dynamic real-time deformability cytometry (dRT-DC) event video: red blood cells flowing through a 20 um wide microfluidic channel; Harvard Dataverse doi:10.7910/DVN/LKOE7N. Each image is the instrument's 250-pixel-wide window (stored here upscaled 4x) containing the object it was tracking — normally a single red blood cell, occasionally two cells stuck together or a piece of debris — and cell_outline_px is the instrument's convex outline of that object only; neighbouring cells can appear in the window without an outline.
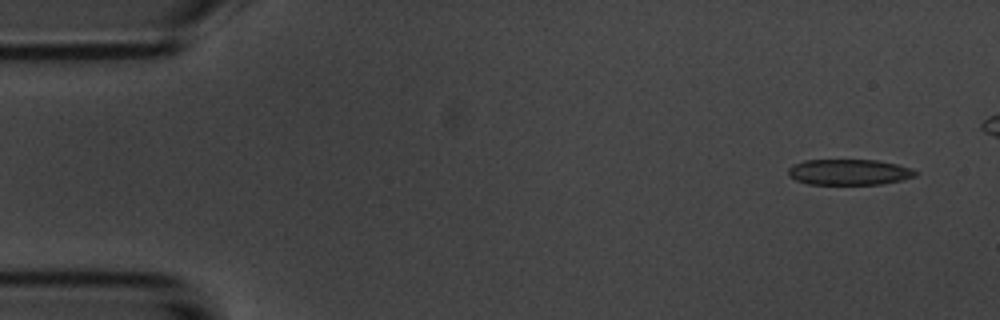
{"species": "common noctule bat (a hibernating species)", "species_latin": "Nyctalus noctula", "temperature_condition": "room temperature", "stored_images_in_passage": 4, "camera_frame_rate_fps": 3000, "um_per_image_px": 0.085, "animal": {"sex": "male", "body_mass_g": 20.1, "forearm_length_mm": 53.5}, "frame": {"image": 1, "passage_image": 1, "time_ms": 0.0, "image_size_px": [1000, 320], "cell_outline_px": [[916, 176], [900, 180], [880, 184], [808, 184], [796, 180], [788, 176], [788, 168], [804, 160], [876, 160], [896, 164], [908, 168], [916, 172]], "centroid_in_image_um": [72.12, 14.63], "position_along_channel_um": 12.9, "area_um2": 18.84}}